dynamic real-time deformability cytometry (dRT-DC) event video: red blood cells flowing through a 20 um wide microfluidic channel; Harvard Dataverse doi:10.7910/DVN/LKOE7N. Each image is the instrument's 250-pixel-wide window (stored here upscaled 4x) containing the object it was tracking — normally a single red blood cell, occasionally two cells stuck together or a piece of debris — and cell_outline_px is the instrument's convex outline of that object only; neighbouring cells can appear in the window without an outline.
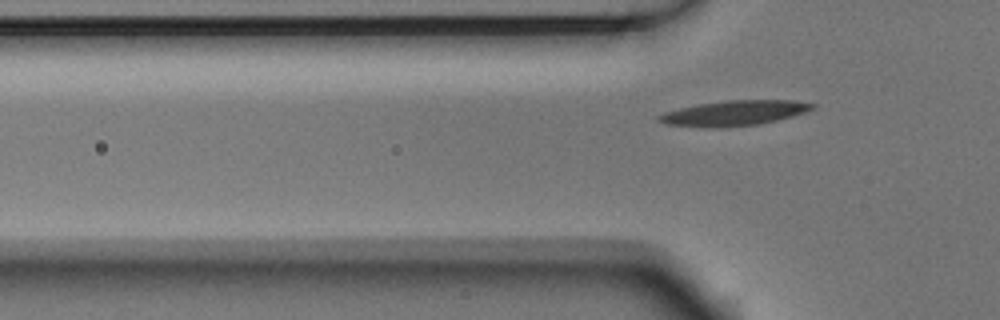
{"species": "Egyptian fruit bat (a non-hibernating species)", "species_latin": "Rousettus aegyptiacus", "temperature_condition": "room temperature", "stored_images_in_passage": 6, "camera_frame_rate_fps": 3000, "um_per_image_px": 0.085, "animal": {"sex": "male"}, "frame": {"image": 1, "passage_image": 6, "time_ms": 1.667, "image_size_px": [1000, 320], "cell_outline_px": [[816, 108], [792, 116], [776, 120], [756, 124], [708, 128], [664, 124], [656, 120], [656, 116], [664, 112], [680, 108], [700, 104], [728, 100], [792, 100], [816, 104]], "centroid_in_image_um": [62.36, 9.61], "position_along_channel_um": 63.4, "area_um2": 22.31}}